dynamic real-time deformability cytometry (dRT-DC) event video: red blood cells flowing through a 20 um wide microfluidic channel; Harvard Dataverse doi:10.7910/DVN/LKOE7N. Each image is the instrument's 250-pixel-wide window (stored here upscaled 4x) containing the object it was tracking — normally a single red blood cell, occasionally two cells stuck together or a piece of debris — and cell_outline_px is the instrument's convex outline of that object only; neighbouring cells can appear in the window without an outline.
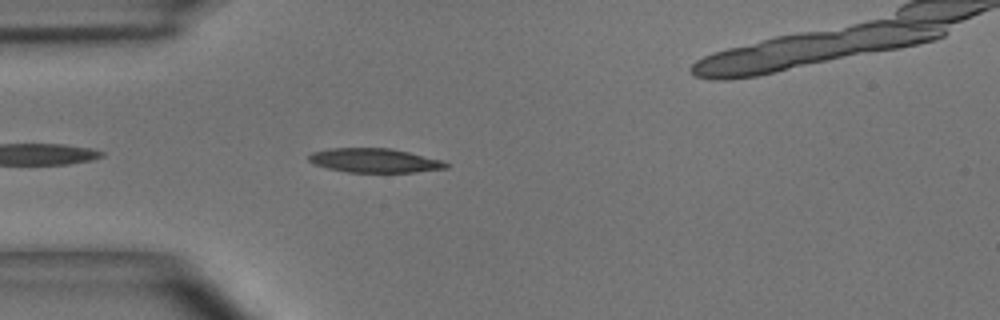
{"species": "common noctule bat (a hibernating species)", "species_latin": "Nyctalus noctula", "temperature_condition": "room temperature", "stored_images_in_passage": 11, "camera_frame_rate_fps": 3000, "um_per_image_px": 0.085, "animal": {"sex": "male", "body_mass_g": 15.6}, "frame": {"image": 1, "passage_image": 4, "time_ms": 1.0, "image_size_px": [1000, 320], "cell_outline_px": [[448, 168], [416, 172], [348, 172], [328, 168], [312, 164], [308, 160], [308, 156], [312, 152], [328, 148], [392, 148], [444, 160], [448, 164]], "centroid_in_image_um": [31.84, 13.63], "position_along_channel_um": 53.2, "area_um2": 19.48}}